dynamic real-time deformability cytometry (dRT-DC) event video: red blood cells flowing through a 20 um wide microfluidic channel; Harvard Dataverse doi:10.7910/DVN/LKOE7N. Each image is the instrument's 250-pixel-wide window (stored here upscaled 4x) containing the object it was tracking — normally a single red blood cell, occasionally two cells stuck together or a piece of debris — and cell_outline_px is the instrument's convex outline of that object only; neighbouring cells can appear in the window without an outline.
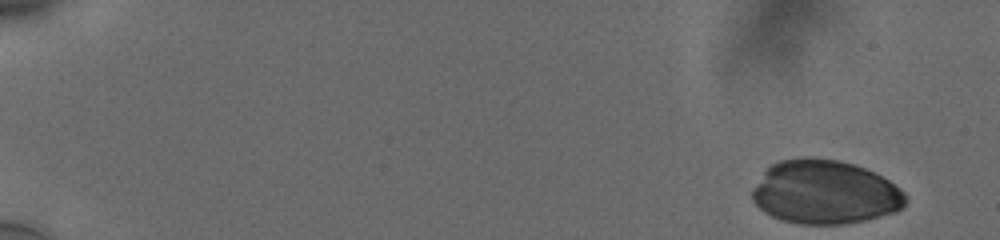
{"species": "human", "species_latin": "Homo sapiens", "temperature_condition": "cold", "stored_images_in_passage": 54, "camera_frame_rate_fps": 3000, "um_per_image_px": 0.085, "donor": {"sex": "male"}, "frame": {"image": 1, "passage_image": 1, "time_ms": 0.0, "image_size_px": [1000, 240], "cell_outline_px": [[908, 200], [896, 212], [864, 220], [844, 224], [800, 224], [784, 220], [772, 216], [764, 212], [752, 200], [752, 188], [764, 172], [772, 164], [780, 160], [800, 156], [812, 156], [840, 160], [864, 168], [888, 180], [900, 188], [904, 192]], "centroid_in_image_um": [70.1, 16.32], "position_along_channel_um": 14.9, "area_um2": 57.16}}
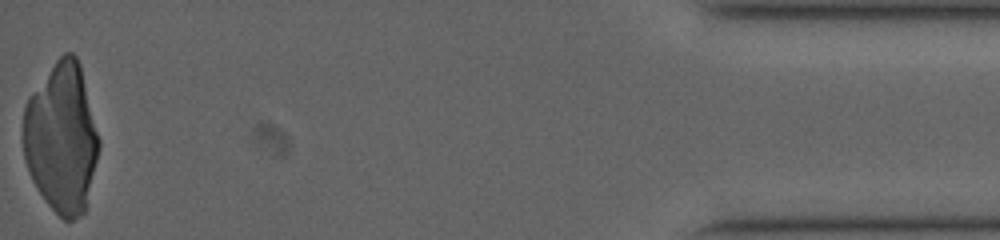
{"frame": {"image": 2, "passage_image": 54, "time_ms": 17.667, "image_size_px": [1000, 240], "cell_outline_px": [[100, 148], [84, 212], [72, 220], [64, 220], [44, 200], [32, 180], [24, 160], [24, 108], [28, 96], [56, 60], [64, 52], [72, 52], [76, 56], [80, 64], [100, 140]], "centroid_in_image_um": [5.24, 11.71], "position_along_channel_um": 430.0, "area_um2": 65.89}}